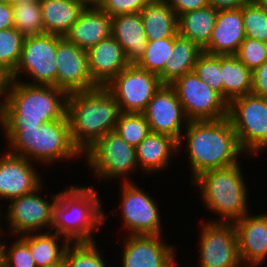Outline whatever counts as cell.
I'll return each mask as SVG.
<instances>
[{"label": "cell", "mask_w": 267, "mask_h": 267, "mask_svg": "<svg viewBox=\"0 0 267 267\" xmlns=\"http://www.w3.org/2000/svg\"><path fill=\"white\" fill-rule=\"evenodd\" d=\"M183 130L186 132L180 137L178 150H181V144L185 141L182 139H187L186 151L191 163L192 181L205 171L240 162L237 158L244 154L228 117L218 120L189 121Z\"/></svg>", "instance_id": "obj_1"}, {"label": "cell", "mask_w": 267, "mask_h": 267, "mask_svg": "<svg viewBox=\"0 0 267 267\" xmlns=\"http://www.w3.org/2000/svg\"><path fill=\"white\" fill-rule=\"evenodd\" d=\"M67 98L68 94L55 86L10 80L7 101L2 107L1 127L22 130L61 120L67 113Z\"/></svg>", "instance_id": "obj_2"}, {"label": "cell", "mask_w": 267, "mask_h": 267, "mask_svg": "<svg viewBox=\"0 0 267 267\" xmlns=\"http://www.w3.org/2000/svg\"><path fill=\"white\" fill-rule=\"evenodd\" d=\"M120 113L114 95L105 86L68 94L66 115L73 144L83 154L99 138L115 130Z\"/></svg>", "instance_id": "obj_3"}, {"label": "cell", "mask_w": 267, "mask_h": 267, "mask_svg": "<svg viewBox=\"0 0 267 267\" xmlns=\"http://www.w3.org/2000/svg\"><path fill=\"white\" fill-rule=\"evenodd\" d=\"M97 192L91 186H69L58 192L52 207L51 229L70 243L94 242L93 231L108 218Z\"/></svg>", "instance_id": "obj_4"}, {"label": "cell", "mask_w": 267, "mask_h": 267, "mask_svg": "<svg viewBox=\"0 0 267 267\" xmlns=\"http://www.w3.org/2000/svg\"><path fill=\"white\" fill-rule=\"evenodd\" d=\"M9 153L23 156L31 162L52 164L78 158L83 154L73 144L67 115L61 120L24 127L22 130H3Z\"/></svg>", "instance_id": "obj_5"}, {"label": "cell", "mask_w": 267, "mask_h": 267, "mask_svg": "<svg viewBox=\"0 0 267 267\" xmlns=\"http://www.w3.org/2000/svg\"><path fill=\"white\" fill-rule=\"evenodd\" d=\"M239 165L238 162L227 167L211 169L191 181L197 185L196 187H200L205 206L220 215L221 219H218V222L234 223L249 213V193Z\"/></svg>", "instance_id": "obj_6"}, {"label": "cell", "mask_w": 267, "mask_h": 267, "mask_svg": "<svg viewBox=\"0 0 267 267\" xmlns=\"http://www.w3.org/2000/svg\"><path fill=\"white\" fill-rule=\"evenodd\" d=\"M228 118L245 154L255 155L267 148V98L250 93L233 99Z\"/></svg>", "instance_id": "obj_7"}, {"label": "cell", "mask_w": 267, "mask_h": 267, "mask_svg": "<svg viewBox=\"0 0 267 267\" xmlns=\"http://www.w3.org/2000/svg\"><path fill=\"white\" fill-rule=\"evenodd\" d=\"M87 166L96 178L126 177L138 168L135 147L129 145L114 130L99 138L84 153Z\"/></svg>", "instance_id": "obj_8"}, {"label": "cell", "mask_w": 267, "mask_h": 267, "mask_svg": "<svg viewBox=\"0 0 267 267\" xmlns=\"http://www.w3.org/2000/svg\"><path fill=\"white\" fill-rule=\"evenodd\" d=\"M57 44L58 35L56 34L43 33L25 37L19 62L10 75V80L20 81L21 73L23 75L26 73L34 83L29 81L24 83L56 87Z\"/></svg>", "instance_id": "obj_9"}, {"label": "cell", "mask_w": 267, "mask_h": 267, "mask_svg": "<svg viewBox=\"0 0 267 267\" xmlns=\"http://www.w3.org/2000/svg\"><path fill=\"white\" fill-rule=\"evenodd\" d=\"M189 121L218 120L228 117V102L194 72L185 73L170 84Z\"/></svg>", "instance_id": "obj_10"}, {"label": "cell", "mask_w": 267, "mask_h": 267, "mask_svg": "<svg viewBox=\"0 0 267 267\" xmlns=\"http://www.w3.org/2000/svg\"><path fill=\"white\" fill-rule=\"evenodd\" d=\"M162 85L158 75L129 64L105 87L114 95L120 112L143 113Z\"/></svg>", "instance_id": "obj_11"}, {"label": "cell", "mask_w": 267, "mask_h": 267, "mask_svg": "<svg viewBox=\"0 0 267 267\" xmlns=\"http://www.w3.org/2000/svg\"><path fill=\"white\" fill-rule=\"evenodd\" d=\"M201 228L199 267H239L242 264L233 222L211 220Z\"/></svg>", "instance_id": "obj_12"}, {"label": "cell", "mask_w": 267, "mask_h": 267, "mask_svg": "<svg viewBox=\"0 0 267 267\" xmlns=\"http://www.w3.org/2000/svg\"><path fill=\"white\" fill-rule=\"evenodd\" d=\"M124 180L120 207L122 226L130 230L128 235H162L161 216L155 200L131 179Z\"/></svg>", "instance_id": "obj_13"}, {"label": "cell", "mask_w": 267, "mask_h": 267, "mask_svg": "<svg viewBox=\"0 0 267 267\" xmlns=\"http://www.w3.org/2000/svg\"><path fill=\"white\" fill-rule=\"evenodd\" d=\"M42 186L9 201L5 218L13 235L18 234L20 237L28 233L41 232V229L47 230V227L51 228L52 207L58 198V193L51 196L53 201L49 202L39 194Z\"/></svg>", "instance_id": "obj_14"}, {"label": "cell", "mask_w": 267, "mask_h": 267, "mask_svg": "<svg viewBox=\"0 0 267 267\" xmlns=\"http://www.w3.org/2000/svg\"><path fill=\"white\" fill-rule=\"evenodd\" d=\"M55 58L57 88L70 94L98 87L89 73L86 50L58 35Z\"/></svg>", "instance_id": "obj_15"}, {"label": "cell", "mask_w": 267, "mask_h": 267, "mask_svg": "<svg viewBox=\"0 0 267 267\" xmlns=\"http://www.w3.org/2000/svg\"><path fill=\"white\" fill-rule=\"evenodd\" d=\"M143 114L151 132L168 135L177 142L182 136L183 126L189 122L175 89L169 84L160 87Z\"/></svg>", "instance_id": "obj_16"}, {"label": "cell", "mask_w": 267, "mask_h": 267, "mask_svg": "<svg viewBox=\"0 0 267 267\" xmlns=\"http://www.w3.org/2000/svg\"><path fill=\"white\" fill-rule=\"evenodd\" d=\"M161 235H128L124 241L122 267H176L175 249Z\"/></svg>", "instance_id": "obj_17"}, {"label": "cell", "mask_w": 267, "mask_h": 267, "mask_svg": "<svg viewBox=\"0 0 267 267\" xmlns=\"http://www.w3.org/2000/svg\"><path fill=\"white\" fill-rule=\"evenodd\" d=\"M0 198L11 200L29 194L40 187L41 175L32 162L9 152L0 156Z\"/></svg>", "instance_id": "obj_18"}, {"label": "cell", "mask_w": 267, "mask_h": 267, "mask_svg": "<svg viewBox=\"0 0 267 267\" xmlns=\"http://www.w3.org/2000/svg\"><path fill=\"white\" fill-rule=\"evenodd\" d=\"M88 69L97 86H106L130 63L112 35L87 50Z\"/></svg>", "instance_id": "obj_19"}, {"label": "cell", "mask_w": 267, "mask_h": 267, "mask_svg": "<svg viewBox=\"0 0 267 267\" xmlns=\"http://www.w3.org/2000/svg\"><path fill=\"white\" fill-rule=\"evenodd\" d=\"M242 264L262 265L267 258V214H247L234 222Z\"/></svg>", "instance_id": "obj_20"}, {"label": "cell", "mask_w": 267, "mask_h": 267, "mask_svg": "<svg viewBox=\"0 0 267 267\" xmlns=\"http://www.w3.org/2000/svg\"><path fill=\"white\" fill-rule=\"evenodd\" d=\"M245 38L242 8L218 10L214 29L203 52L236 55Z\"/></svg>", "instance_id": "obj_21"}, {"label": "cell", "mask_w": 267, "mask_h": 267, "mask_svg": "<svg viewBox=\"0 0 267 267\" xmlns=\"http://www.w3.org/2000/svg\"><path fill=\"white\" fill-rule=\"evenodd\" d=\"M110 35L112 16L99 8H85L64 37L87 51Z\"/></svg>", "instance_id": "obj_22"}, {"label": "cell", "mask_w": 267, "mask_h": 267, "mask_svg": "<svg viewBox=\"0 0 267 267\" xmlns=\"http://www.w3.org/2000/svg\"><path fill=\"white\" fill-rule=\"evenodd\" d=\"M112 36L121 45L130 64H136L145 53L147 38L140 13L113 16Z\"/></svg>", "instance_id": "obj_23"}, {"label": "cell", "mask_w": 267, "mask_h": 267, "mask_svg": "<svg viewBox=\"0 0 267 267\" xmlns=\"http://www.w3.org/2000/svg\"><path fill=\"white\" fill-rule=\"evenodd\" d=\"M135 149L138 167L145 173L167 169L173 153L179 152L175 139L155 132H150Z\"/></svg>", "instance_id": "obj_24"}, {"label": "cell", "mask_w": 267, "mask_h": 267, "mask_svg": "<svg viewBox=\"0 0 267 267\" xmlns=\"http://www.w3.org/2000/svg\"><path fill=\"white\" fill-rule=\"evenodd\" d=\"M147 41L178 33V16L165 0H150L140 12Z\"/></svg>", "instance_id": "obj_25"}, {"label": "cell", "mask_w": 267, "mask_h": 267, "mask_svg": "<svg viewBox=\"0 0 267 267\" xmlns=\"http://www.w3.org/2000/svg\"><path fill=\"white\" fill-rule=\"evenodd\" d=\"M44 33L63 36L86 8L77 0H40Z\"/></svg>", "instance_id": "obj_26"}, {"label": "cell", "mask_w": 267, "mask_h": 267, "mask_svg": "<svg viewBox=\"0 0 267 267\" xmlns=\"http://www.w3.org/2000/svg\"><path fill=\"white\" fill-rule=\"evenodd\" d=\"M218 11L212 6L189 11L178 17V34L202 50L208 45Z\"/></svg>", "instance_id": "obj_27"}, {"label": "cell", "mask_w": 267, "mask_h": 267, "mask_svg": "<svg viewBox=\"0 0 267 267\" xmlns=\"http://www.w3.org/2000/svg\"><path fill=\"white\" fill-rule=\"evenodd\" d=\"M203 50L191 40L178 35L174 40L171 58L158 75L163 84H171L185 73L194 71L198 56Z\"/></svg>", "instance_id": "obj_28"}, {"label": "cell", "mask_w": 267, "mask_h": 267, "mask_svg": "<svg viewBox=\"0 0 267 267\" xmlns=\"http://www.w3.org/2000/svg\"><path fill=\"white\" fill-rule=\"evenodd\" d=\"M223 98L228 104L252 92V71L236 55H221Z\"/></svg>", "instance_id": "obj_29"}, {"label": "cell", "mask_w": 267, "mask_h": 267, "mask_svg": "<svg viewBox=\"0 0 267 267\" xmlns=\"http://www.w3.org/2000/svg\"><path fill=\"white\" fill-rule=\"evenodd\" d=\"M45 232L20 236L29 245L30 253L37 267H45L62 261L70 244L67 239H64L61 246L57 240L62 239V236L56 232L52 233V230Z\"/></svg>", "instance_id": "obj_30"}, {"label": "cell", "mask_w": 267, "mask_h": 267, "mask_svg": "<svg viewBox=\"0 0 267 267\" xmlns=\"http://www.w3.org/2000/svg\"><path fill=\"white\" fill-rule=\"evenodd\" d=\"M14 28L24 37L41 35L44 25L40 0L12 4Z\"/></svg>", "instance_id": "obj_31"}, {"label": "cell", "mask_w": 267, "mask_h": 267, "mask_svg": "<svg viewBox=\"0 0 267 267\" xmlns=\"http://www.w3.org/2000/svg\"><path fill=\"white\" fill-rule=\"evenodd\" d=\"M178 35L177 33L173 37L147 41L145 53L136 65L141 69L159 75L163 71L166 61L171 58L174 40Z\"/></svg>", "instance_id": "obj_32"}, {"label": "cell", "mask_w": 267, "mask_h": 267, "mask_svg": "<svg viewBox=\"0 0 267 267\" xmlns=\"http://www.w3.org/2000/svg\"><path fill=\"white\" fill-rule=\"evenodd\" d=\"M115 131L123 140L135 148L151 132L145 115L134 112H121Z\"/></svg>", "instance_id": "obj_33"}, {"label": "cell", "mask_w": 267, "mask_h": 267, "mask_svg": "<svg viewBox=\"0 0 267 267\" xmlns=\"http://www.w3.org/2000/svg\"><path fill=\"white\" fill-rule=\"evenodd\" d=\"M24 36L15 28L0 30V69L11 75L20 59Z\"/></svg>", "instance_id": "obj_34"}, {"label": "cell", "mask_w": 267, "mask_h": 267, "mask_svg": "<svg viewBox=\"0 0 267 267\" xmlns=\"http://www.w3.org/2000/svg\"><path fill=\"white\" fill-rule=\"evenodd\" d=\"M95 242L70 243L64 255L66 267H106Z\"/></svg>", "instance_id": "obj_35"}, {"label": "cell", "mask_w": 267, "mask_h": 267, "mask_svg": "<svg viewBox=\"0 0 267 267\" xmlns=\"http://www.w3.org/2000/svg\"><path fill=\"white\" fill-rule=\"evenodd\" d=\"M194 72L223 97V81L221 72V55L202 52L196 61Z\"/></svg>", "instance_id": "obj_36"}, {"label": "cell", "mask_w": 267, "mask_h": 267, "mask_svg": "<svg viewBox=\"0 0 267 267\" xmlns=\"http://www.w3.org/2000/svg\"><path fill=\"white\" fill-rule=\"evenodd\" d=\"M241 8L245 37L267 43V15L254 0Z\"/></svg>", "instance_id": "obj_37"}, {"label": "cell", "mask_w": 267, "mask_h": 267, "mask_svg": "<svg viewBox=\"0 0 267 267\" xmlns=\"http://www.w3.org/2000/svg\"><path fill=\"white\" fill-rule=\"evenodd\" d=\"M10 247L1 242L4 267H37L29 245L20 237ZM8 248V249H7Z\"/></svg>", "instance_id": "obj_38"}, {"label": "cell", "mask_w": 267, "mask_h": 267, "mask_svg": "<svg viewBox=\"0 0 267 267\" xmlns=\"http://www.w3.org/2000/svg\"><path fill=\"white\" fill-rule=\"evenodd\" d=\"M236 56L248 69L254 71L267 60V43L246 37Z\"/></svg>", "instance_id": "obj_39"}, {"label": "cell", "mask_w": 267, "mask_h": 267, "mask_svg": "<svg viewBox=\"0 0 267 267\" xmlns=\"http://www.w3.org/2000/svg\"><path fill=\"white\" fill-rule=\"evenodd\" d=\"M150 0H104L99 7L110 16L140 13Z\"/></svg>", "instance_id": "obj_40"}, {"label": "cell", "mask_w": 267, "mask_h": 267, "mask_svg": "<svg viewBox=\"0 0 267 267\" xmlns=\"http://www.w3.org/2000/svg\"><path fill=\"white\" fill-rule=\"evenodd\" d=\"M251 93L267 98V60L252 71Z\"/></svg>", "instance_id": "obj_41"}, {"label": "cell", "mask_w": 267, "mask_h": 267, "mask_svg": "<svg viewBox=\"0 0 267 267\" xmlns=\"http://www.w3.org/2000/svg\"><path fill=\"white\" fill-rule=\"evenodd\" d=\"M179 17L189 11L202 9L209 6L207 0H165Z\"/></svg>", "instance_id": "obj_42"}, {"label": "cell", "mask_w": 267, "mask_h": 267, "mask_svg": "<svg viewBox=\"0 0 267 267\" xmlns=\"http://www.w3.org/2000/svg\"><path fill=\"white\" fill-rule=\"evenodd\" d=\"M14 28L12 5L0 3V30Z\"/></svg>", "instance_id": "obj_43"}, {"label": "cell", "mask_w": 267, "mask_h": 267, "mask_svg": "<svg viewBox=\"0 0 267 267\" xmlns=\"http://www.w3.org/2000/svg\"><path fill=\"white\" fill-rule=\"evenodd\" d=\"M209 6H212L217 11L226 9L241 8L249 0H207Z\"/></svg>", "instance_id": "obj_44"}, {"label": "cell", "mask_w": 267, "mask_h": 267, "mask_svg": "<svg viewBox=\"0 0 267 267\" xmlns=\"http://www.w3.org/2000/svg\"><path fill=\"white\" fill-rule=\"evenodd\" d=\"M10 83V75H8L4 70L0 69V108L2 109L3 105L7 101V91Z\"/></svg>", "instance_id": "obj_45"}, {"label": "cell", "mask_w": 267, "mask_h": 267, "mask_svg": "<svg viewBox=\"0 0 267 267\" xmlns=\"http://www.w3.org/2000/svg\"><path fill=\"white\" fill-rule=\"evenodd\" d=\"M86 8H99L104 0H77Z\"/></svg>", "instance_id": "obj_46"}, {"label": "cell", "mask_w": 267, "mask_h": 267, "mask_svg": "<svg viewBox=\"0 0 267 267\" xmlns=\"http://www.w3.org/2000/svg\"><path fill=\"white\" fill-rule=\"evenodd\" d=\"M261 10L267 15V0H254Z\"/></svg>", "instance_id": "obj_47"}, {"label": "cell", "mask_w": 267, "mask_h": 267, "mask_svg": "<svg viewBox=\"0 0 267 267\" xmlns=\"http://www.w3.org/2000/svg\"><path fill=\"white\" fill-rule=\"evenodd\" d=\"M45 267H66V263L64 261V259L56 264L53 265H49V266H45Z\"/></svg>", "instance_id": "obj_48"}, {"label": "cell", "mask_w": 267, "mask_h": 267, "mask_svg": "<svg viewBox=\"0 0 267 267\" xmlns=\"http://www.w3.org/2000/svg\"><path fill=\"white\" fill-rule=\"evenodd\" d=\"M0 3L12 5V4H14V0H0Z\"/></svg>", "instance_id": "obj_49"}, {"label": "cell", "mask_w": 267, "mask_h": 267, "mask_svg": "<svg viewBox=\"0 0 267 267\" xmlns=\"http://www.w3.org/2000/svg\"><path fill=\"white\" fill-rule=\"evenodd\" d=\"M258 266H261V265H253V264H241L239 267H258Z\"/></svg>", "instance_id": "obj_50"}, {"label": "cell", "mask_w": 267, "mask_h": 267, "mask_svg": "<svg viewBox=\"0 0 267 267\" xmlns=\"http://www.w3.org/2000/svg\"><path fill=\"white\" fill-rule=\"evenodd\" d=\"M37 0H14V3H21V2H34Z\"/></svg>", "instance_id": "obj_51"}, {"label": "cell", "mask_w": 267, "mask_h": 267, "mask_svg": "<svg viewBox=\"0 0 267 267\" xmlns=\"http://www.w3.org/2000/svg\"><path fill=\"white\" fill-rule=\"evenodd\" d=\"M0 267H4L2 254H0Z\"/></svg>", "instance_id": "obj_52"}, {"label": "cell", "mask_w": 267, "mask_h": 267, "mask_svg": "<svg viewBox=\"0 0 267 267\" xmlns=\"http://www.w3.org/2000/svg\"><path fill=\"white\" fill-rule=\"evenodd\" d=\"M1 227H0V237H2V234H3V230L1 231ZM0 254H1V241H0Z\"/></svg>", "instance_id": "obj_53"}, {"label": "cell", "mask_w": 267, "mask_h": 267, "mask_svg": "<svg viewBox=\"0 0 267 267\" xmlns=\"http://www.w3.org/2000/svg\"><path fill=\"white\" fill-rule=\"evenodd\" d=\"M1 119H2V109L0 108V126H1Z\"/></svg>", "instance_id": "obj_54"}]
</instances>
